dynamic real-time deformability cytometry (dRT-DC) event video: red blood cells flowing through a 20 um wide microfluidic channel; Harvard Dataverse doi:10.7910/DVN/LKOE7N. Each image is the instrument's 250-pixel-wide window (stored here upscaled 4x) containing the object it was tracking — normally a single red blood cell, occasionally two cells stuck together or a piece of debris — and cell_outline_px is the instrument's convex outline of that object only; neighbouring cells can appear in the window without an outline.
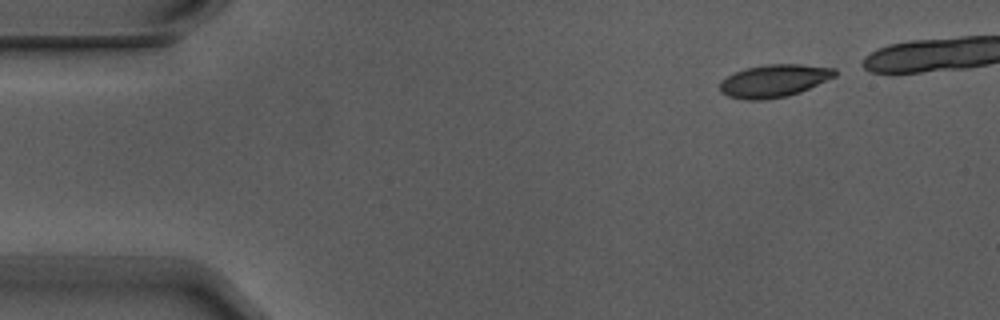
{"species": "Egyptian fruit bat (a non-hibernating species)", "species_latin": "Rousettus aegyptiacus", "temperature_condition": "warm", "stored_images_in_passage": 5, "camera_frame_rate_fps": 3000, "um_per_image_px": 0.085, "animal": {"sex": "male"}, "frame": {"image": 1, "passage_image": 1, "time_ms": 0.0, "image_size_px": [1000, 320], "cell_outline_px": [[836, 76], [800, 92], [784, 96], [760, 100], [748, 100], [728, 96], [720, 92], [720, 80], [732, 72], [744, 68], [764, 64], [800, 64], [836, 68]], "centroid_in_image_um": [65.75, 6.85], "position_along_channel_um": 19.2, "area_um2": 21.96}}